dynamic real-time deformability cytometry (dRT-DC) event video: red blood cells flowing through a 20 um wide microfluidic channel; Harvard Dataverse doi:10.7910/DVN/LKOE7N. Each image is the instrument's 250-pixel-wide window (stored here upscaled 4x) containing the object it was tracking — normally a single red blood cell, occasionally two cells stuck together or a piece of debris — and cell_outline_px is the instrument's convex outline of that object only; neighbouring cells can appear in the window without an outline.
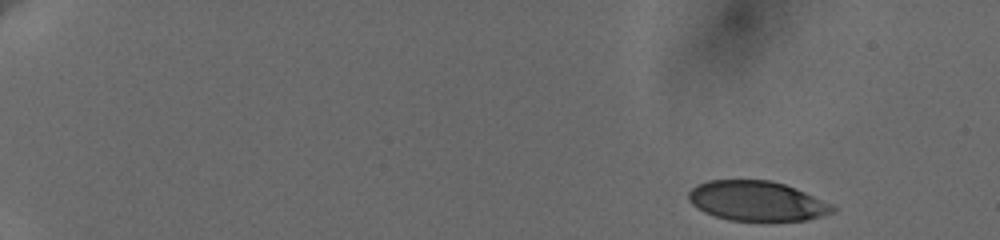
{"species": "human", "species_latin": "Homo sapiens", "temperature_condition": "cold", "stored_images_in_passage": 51, "camera_frame_rate_fps": 3000, "um_per_image_px": 0.085, "donor": {"sex": "female"}, "frame": {"image": 1, "passage_image": 1, "time_ms": 0.0, "image_size_px": [1000, 240], "cell_outline_px": [[836, 212], [824, 216], [808, 220], [728, 220], [704, 212], [696, 208], [688, 200], [688, 192], [696, 184], [708, 180], [768, 180], [784, 184], [804, 192], [832, 204], [836, 208]], "centroid_in_image_um": [64.32, 17.08], "position_along_channel_um": 20.7, "area_um2": 33.41}}
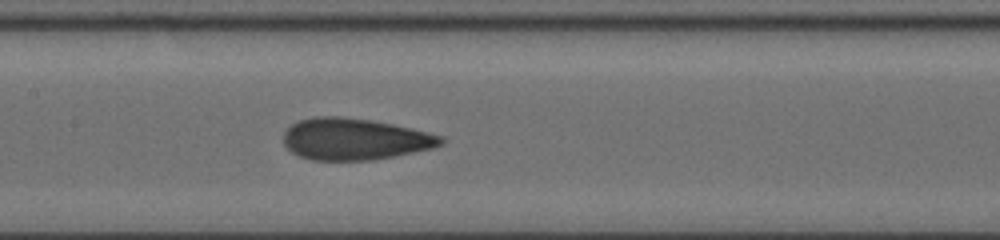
{"frame": {"image": 2, "passage_image": 27, "time_ms": 8.667, "image_size_px": [1000, 240], "cell_outline_px": [[444, 144], [432, 148], [372, 160], [312, 160], [300, 156], [292, 152], [284, 144], [284, 132], [292, 124], [300, 120], [316, 116], [340, 116], [368, 120], [392, 124], [444, 136]], "centroid_in_image_um": [30.14, 11.82], "position_along_channel_um": 177.3, "area_um2": 37.86}}
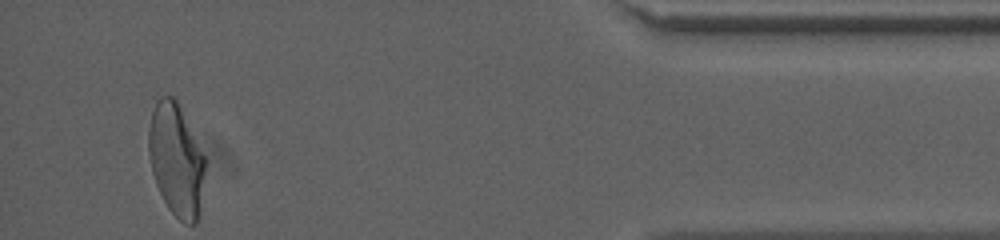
{"frame": {"image": 3, "passage_image": 51, "time_ms": 16.667, "image_size_px": [1000, 240], "cell_outline_px": [[204, 168], [196, 224], [184, 224], [168, 208], [156, 184], [152, 172], [148, 152], [148, 128], [152, 112], [160, 96], [176, 96], [204, 156]], "centroid_in_image_um": [14.93, 13.53], "position_along_channel_um": 420.3, "area_um2": 36.47}, "authors_computed_cell_mechanics": {"area_um2": 37.1654, "velocity_mm_per_s": 3.6252, "shape_relaxation_time_tau1_ms": 7.8074, "shape_relaxation_time_tau2_ms": 1.1254, "deformation_change_tau1": 0.203, "deformation_change_tau2": 0.0821}}